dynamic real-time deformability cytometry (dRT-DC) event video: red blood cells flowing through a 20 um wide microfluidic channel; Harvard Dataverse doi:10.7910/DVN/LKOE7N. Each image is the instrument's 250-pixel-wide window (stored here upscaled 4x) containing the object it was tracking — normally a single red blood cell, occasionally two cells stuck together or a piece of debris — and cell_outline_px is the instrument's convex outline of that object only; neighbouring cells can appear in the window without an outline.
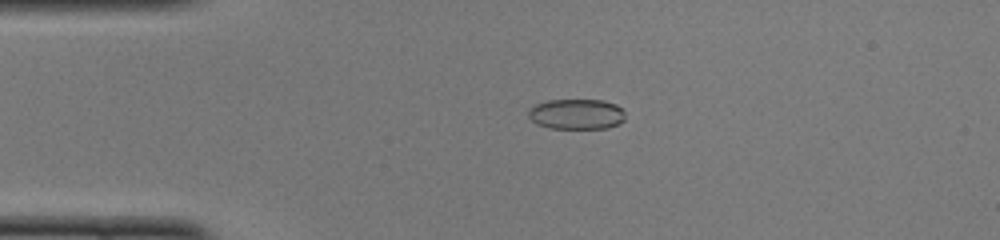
{"species": "common noctule bat (a hibernating species)", "species_latin": "Nyctalus noctula", "temperature_condition": "cold", "stored_images_in_passage": 50, "camera_frame_rate_fps": 3000, "um_per_image_px": 0.085, "animal": {"sex": "female", "body_mass_g": 22.0, "forearm_length_mm": 56.7}, "frame": {"image": 1, "passage_image": 11, "time_ms": 3.333, "image_size_px": [1000, 240], "cell_outline_px": [[624, 120], [620, 124], [608, 128], [548, 128], [536, 124], [528, 116], [528, 108], [536, 104], [548, 100], [604, 100], [616, 104], [624, 112]], "centroid_in_image_um": [48.99, 9.7], "position_along_channel_um": 36.0, "area_um2": 17.28}}
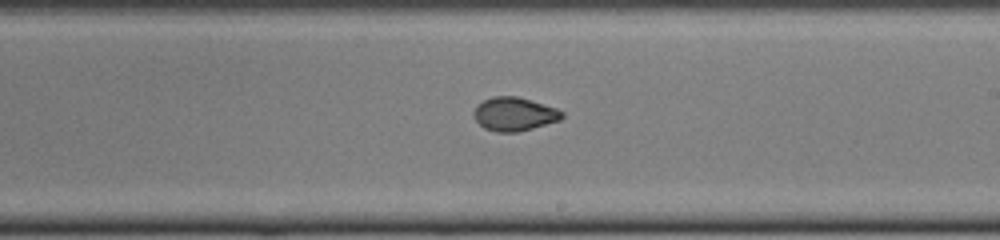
{"frame": {"image": 2, "passage_image": 29, "time_ms": 9.333, "image_size_px": [1000, 240], "cell_outline_px": [[564, 116], [560, 120], [520, 132], [496, 132], [484, 128], [476, 120], [476, 104], [484, 100], [496, 96], [516, 96], [556, 108], [564, 112]], "centroid_in_image_um": [43.75, 9.71], "position_along_channel_um": 245.3, "area_um2": 17.05}}
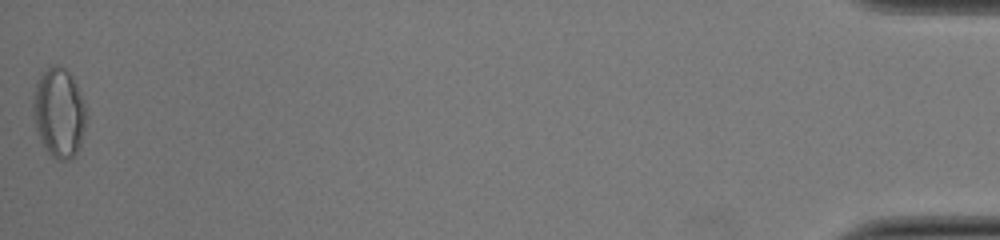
{"frame": {"image": 3, "passage_image": 50, "time_ms": 16.333, "image_size_px": [1000, 240], "cell_outline_px": [[88, 116], [80, 144], [76, 152], [68, 160], [60, 160], [52, 156], [48, 152], [36, 128], [32, 112], [32, 104], [36, 80], [40, 72], [52, 64], [56, 64], [64, 68], [72, 76], [88, 108]], "centroid_in_image_um": [5.02, 9.52], "position_along_channel_um": 430.2, "area_um2": 28.03}, "authors_computed_cell_mechanics": {"area_um2": 17.4845, "velocity_mm_per_s": 4.0151, "shape_relaxation_time_tau1_ms": 5.1698, "shape_relaxation_time_tau2_ms": 1.1062, "deformation_change_tau1": 0.1429, "deformation_change_tau2": 0.0524}}